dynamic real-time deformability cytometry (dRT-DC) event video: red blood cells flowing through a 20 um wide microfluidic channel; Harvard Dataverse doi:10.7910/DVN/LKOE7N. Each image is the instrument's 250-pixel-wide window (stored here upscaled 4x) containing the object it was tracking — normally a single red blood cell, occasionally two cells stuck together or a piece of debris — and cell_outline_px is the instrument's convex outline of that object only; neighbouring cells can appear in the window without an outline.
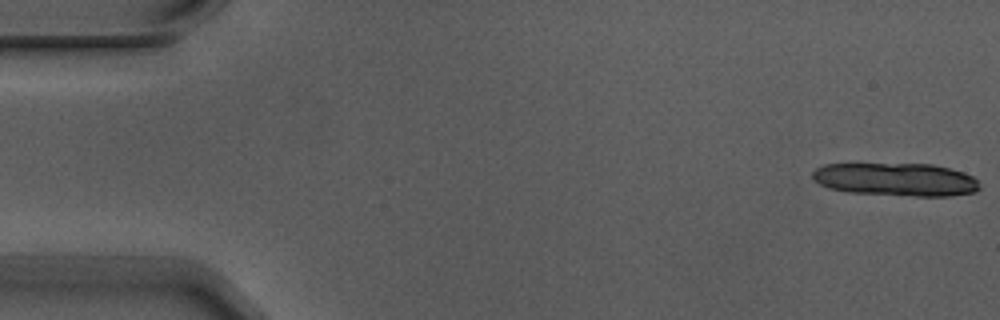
{"species": "Egyptian fruit bat (a non-hibernating species)", "species_latin": "Rousettus aegyptiacus", "temperature_condition": "warm", "stored_images_in_passage": 6, "camera_frame_rate_fps": 3000, "um_per_image_px": 0.085, "animal": {"sex": "male"}, "frame": {"image": 1, "passage_image": 1, "time_ms": 0.0, "image_size_px": [1000, 320], "cell_outline_px": [[980, 188], [976, 192], [948, 196], [916, 196], [848, 192], [828, 188], [820, 184], [812, 176], [812, 172], [816, 168], [824, 164], [932, 164], [964, 172], [972, 176], [976, 180]], "centroid_in_image_um": [76.16, 15.25], "position_along_channel_um": 8.8, "area_um2": 32.14}}
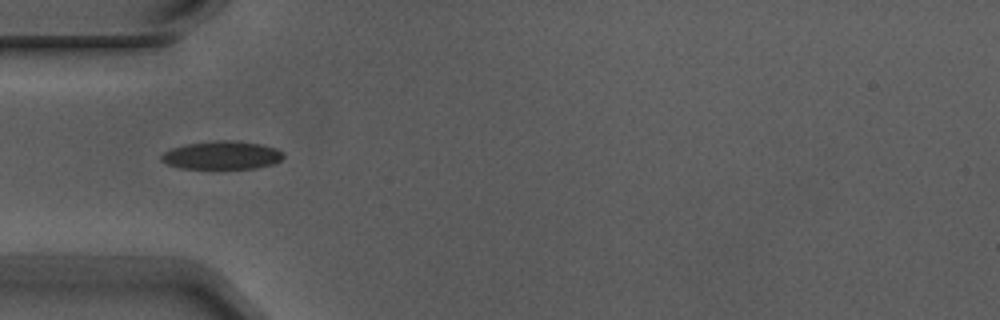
{"frame": {"image": 2, "passage_image": 5, "time_ms": 1.333, "image_size_px": [1000, 320], "cell_outline_px": [[284, 156], [280, 160], [272, 164], [256, 168], [180, 168], [168, 164], [160, 160], [160, 156], [164, 152], [172, 148], [184, 144], [216, 140], [232, 140], [260, 144], [276, 148], [284, 152]], "centroid_in_image_um": [18.85, 13.18], "position_along_channel_um": 66.1, "area_um2": 20.06}}